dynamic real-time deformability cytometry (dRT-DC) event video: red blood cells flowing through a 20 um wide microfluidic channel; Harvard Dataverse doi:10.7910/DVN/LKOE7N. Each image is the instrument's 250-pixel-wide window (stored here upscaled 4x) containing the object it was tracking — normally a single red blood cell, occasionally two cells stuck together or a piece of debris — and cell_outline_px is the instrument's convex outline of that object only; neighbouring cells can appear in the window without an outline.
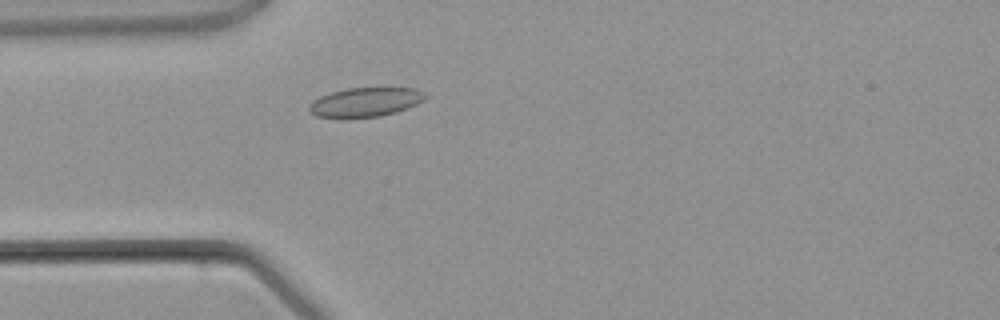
{"species": "common noctule bat (a hibernating species)", "species_latin": "Nyctalus noctula", "temperature_condition": "warm", "stored_images_in_passage": 2, "camera_frame_rate_fps": 3000, "um_per_image_px": 0.085, "animal": {"sex": "male", "body_mass_g": 21.5, "forearm_length_mm": 52.0}, "frame": {"image": 1, "passage_image": 2, "time_ms": 1.333, "image_size_px": [1000, 320], "cell_outline_px": [[428, 96], [424, 100], [408, 108], [396, 112], [380, 116], [348, 120], [344, 120], [316, 116], [308, 112], [308, 104], [312, 100], [320, 96], [332, 92], [348, 88], [416, 88], [424, 92]], "centroid_in_image_um": [31.0, 8.72], "position_along_channel_um": 54.0, "area_um2": 20.46}}